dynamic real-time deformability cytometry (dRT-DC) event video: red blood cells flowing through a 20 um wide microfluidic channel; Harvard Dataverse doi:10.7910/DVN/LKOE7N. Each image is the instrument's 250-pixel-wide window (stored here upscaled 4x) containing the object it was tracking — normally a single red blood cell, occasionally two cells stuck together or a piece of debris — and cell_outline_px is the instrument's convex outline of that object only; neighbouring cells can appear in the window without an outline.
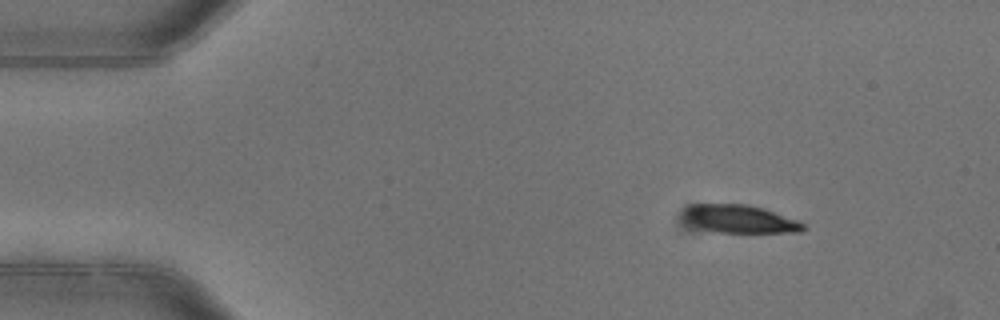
{"species": "common noctule bat (a hibernating species)", "species_latin": "Nyctalus noctula", "temperature_condition": "warm", "stored_images_in_passage": 3, "camera_frame_rate_fps": 3000, "um_per_image_px": 0.085, "animal": {"sex": "female"}, "frame": {"image": 1, "passage_image": 1, "time_ms": 0.0, "image_size_px": [1000, 320], "cell_outline_px": [[804, 232], [720, 232], [704, 228], [692, 224], [684, 220], [680, 216], [684, 208], [692, 204], [748, 204], [764, 208], [796, 220], [804, 224]], "centroid_in_image_um": [62.84, 18.59], "position_along_channel_um": 22.2, "area_um2": 19.42}}